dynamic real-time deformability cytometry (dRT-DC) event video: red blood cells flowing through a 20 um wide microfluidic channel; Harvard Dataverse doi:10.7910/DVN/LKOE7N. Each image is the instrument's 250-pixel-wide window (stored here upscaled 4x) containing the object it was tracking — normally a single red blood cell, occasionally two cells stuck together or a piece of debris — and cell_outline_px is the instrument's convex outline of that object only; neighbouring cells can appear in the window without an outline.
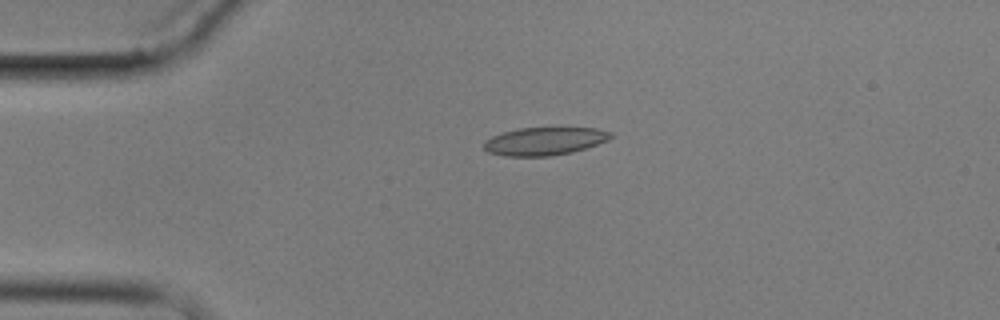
{"species": "common noctule bat (a hibernating species)", "species_latin": "Nyctalus noctula", "temperature_condition": "cold", "stored_images_in_passage": 5, "camera_frame_rate_fps": 3000, "um_per_image_px": 0.085, "animal": {"sex": "male", "body_mass_g": 17.9}, "frame": {"image": 1, "passage_image": 4, "time_ms": 3.667, "image_size_px": [1000, 320], "cell_outline_px": [[612, 136], [608, 140], [572, 152], [548, 156], [504, 156], [488, 152], [484, 148], [484, 140], [492, 136], [504, 132], [520, 128], [596, 128], [612, 132]], "centroid_in_image_um": [46.26, 12.0], "position_along_channel_um": 38.7, "area_um2": 20.46}}